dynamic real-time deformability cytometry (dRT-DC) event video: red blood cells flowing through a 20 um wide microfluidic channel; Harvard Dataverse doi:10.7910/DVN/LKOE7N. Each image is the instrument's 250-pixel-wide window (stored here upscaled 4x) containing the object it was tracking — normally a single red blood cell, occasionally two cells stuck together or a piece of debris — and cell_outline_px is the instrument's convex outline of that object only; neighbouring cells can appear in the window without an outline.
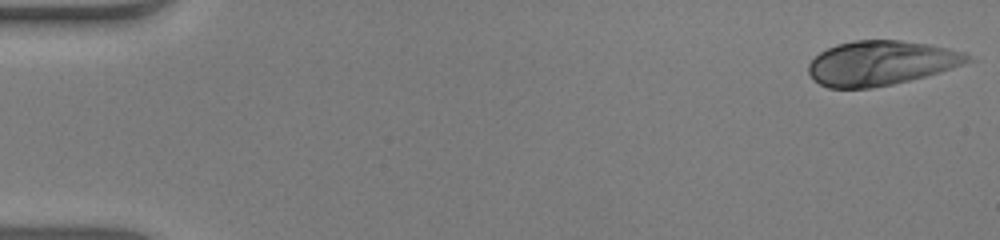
{"species": "human", "species_latin": "Homo sapiens", "temperature_condition": "warm", "stored_images_in_passage": 52, "camera_frame_rate_fps": 3000, "um_per_image_px": 0.085, "donor": {"sex": "male"}, "frame": {"image": 1, "passage_image": 1, "time_ms": 0.0, "image_size_px": [1000, 240], "cell_outline_px": [[976, 60], [940, 72], [892, 84], [872, 88], [828, 88], [820, 84], [808, 72], [808, 64], [820, 52], [836, 44], [852, 40], [900, 40], [928, 44], [968, 52]], "centroid_in_image_um": [74.93, 5.35], "position_along_channel_um": 10.1, "area_um2": 41.44}}
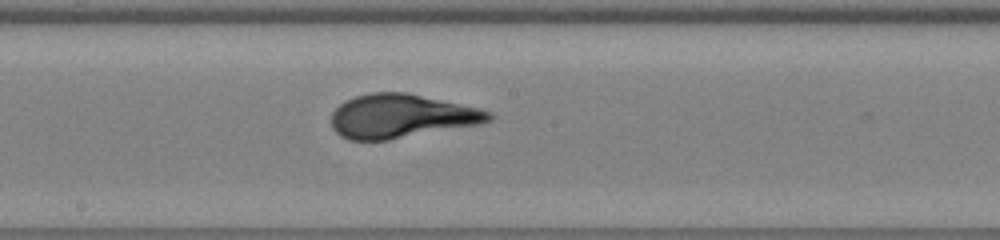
{"frame": {"image": 2, "passage_image": 28, "time_ms": 9.0, "image_size_px": [1000, 240], "cell_outline_px": [[496, 116], [492, 120], [480, 124], [388, 140], [348, 140], [340, 136], [332, 128], [332, 112], [344, 100], [356, 96], [372, 92], [408, 92], [480, 108], [492, 112]], "centroid_in_image_um": [34.13, 9.87], "position_along_channel_um": 214.1, "area_um2": 40.46}}
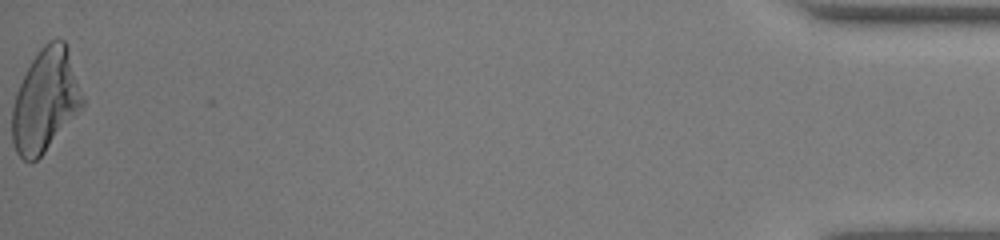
{"frame": {"image": 3, "passage_image": 52, "time_ms": 17.0, "image_size_px": [1000, 240], "cell_outline_px": [[84, 104], [44, 152], [32, 164], [28, 164], [16, 152], [12, 140], [12, 108], [16, 92], [32, 60], [40, 48], [48, 40], [64, 40], [68, 48], [84, 96]], "centroid_in_image_um": [3.85, 8.55], "position_along_channel_um": 431.4, "area_um2": 41.79}, "authors_computed_cell_mechanics": {"area_um2": 40.2288, "velocity_mm_per_s": 3.9509, "shape_relaxation_time_tau1_ms": 5.5306, "shape_relaxation_time_tau2_ms": null, "deformation_change_tau1": 0.2516, "deformation_change_tau2": null}}